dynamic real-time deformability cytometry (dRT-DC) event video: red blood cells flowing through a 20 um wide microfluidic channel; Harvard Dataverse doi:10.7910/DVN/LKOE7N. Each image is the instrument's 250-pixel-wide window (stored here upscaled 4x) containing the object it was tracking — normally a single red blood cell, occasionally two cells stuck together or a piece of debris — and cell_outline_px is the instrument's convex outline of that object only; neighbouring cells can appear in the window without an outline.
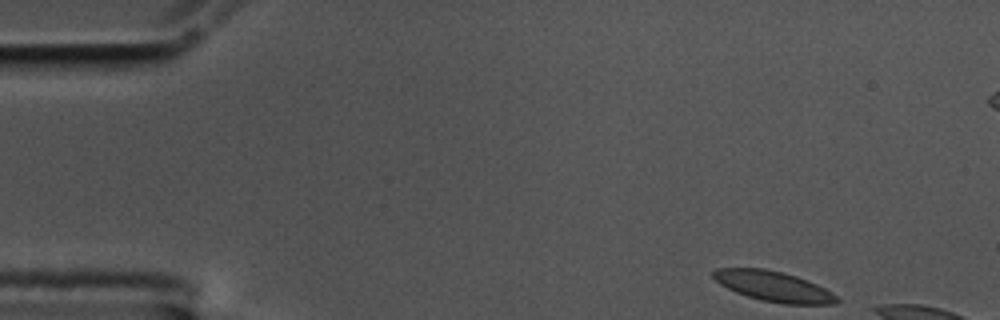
{"species": "common noctule bat (a hibernating species)", "species_latin": "Nyctalus noctula", "temperature_condition": "cold", "stored_images_in_passage": 13, "camera_frame_rate_fps": 3000, "um_per_image_px": 0.085, "animal": {"sex": "male", "body_mass_g": 17.5, "forearm_length_mm": 52.3}, "frame": {"image": 1, "passage_image": 1, "time_ms": 0.0, "image_size_px": [1000, 320], "cell_outline_px": [[840, 300], [836, 304], [784, 304], [760, 300], [736, 292], [720, 284], [712, 276], [712, 272], [716, 268], [764, 268], [784, 272], [796, 276], [816, 284], [832, 292]], "centroid_in_image_um": [65.75, 24.34], "position_along_channel_um": 19.2, "area_um2": 21.73}}